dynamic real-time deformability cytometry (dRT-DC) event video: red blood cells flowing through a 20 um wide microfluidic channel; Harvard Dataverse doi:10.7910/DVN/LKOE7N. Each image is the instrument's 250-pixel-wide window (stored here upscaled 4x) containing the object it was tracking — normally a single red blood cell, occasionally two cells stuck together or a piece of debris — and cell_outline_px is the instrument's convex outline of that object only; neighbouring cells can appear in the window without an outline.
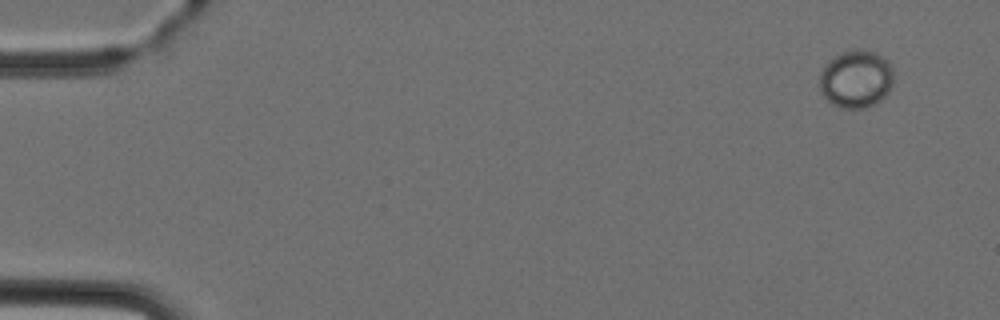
{"species": "Egyptian fruit bat (a non-hibernating species)", "species_latin": "Rousettus aegyptiacus", "temperature_condition": "cold", "stored_images_in_passage": 5, "camera_frame_rate_fps": 3000, "um_per_image_px": 0.085, "animal": {"sex": "female"}, "frame": {"image": 1, "passage_image": 1, "time_ms": 0.0, "image_size_px": [1000, 320], "cell_outline_px": [[892, 84], [888, 92], [876, 104], [864, 108], [840, 108], [832, 104], [820, 92], [820, 72], [824, 64], [828, 60], [844, 52], [856, 48], [860, 48], [872, 52], [888, 60], [892, 68]], "centroid_in_image_um": [72.74, 6.72], "position_along_channel_um": 12.3, "area_um2": 24.97}}
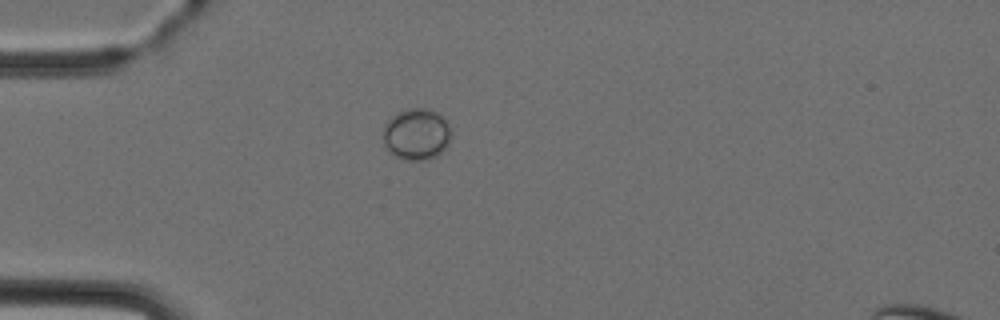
{"frame": {"image": 2, "passage_image": 4, "time_ms": 3.667, "image_size_px": [1000, 320], "cell_outline_px": [[452, 132], [448, 144], [436, 156], [428, 160], [404, 160], [392, 156], [388, 152], [384, 144], [384, 124], [396, 112], [408, 108], [432, 108], [440, 112], [444, 116], [452, 128]], "centroid_in_image_um": [35.42, 11.39], "position_along_channel_um": 49.6, "area_um2": 21.1}}